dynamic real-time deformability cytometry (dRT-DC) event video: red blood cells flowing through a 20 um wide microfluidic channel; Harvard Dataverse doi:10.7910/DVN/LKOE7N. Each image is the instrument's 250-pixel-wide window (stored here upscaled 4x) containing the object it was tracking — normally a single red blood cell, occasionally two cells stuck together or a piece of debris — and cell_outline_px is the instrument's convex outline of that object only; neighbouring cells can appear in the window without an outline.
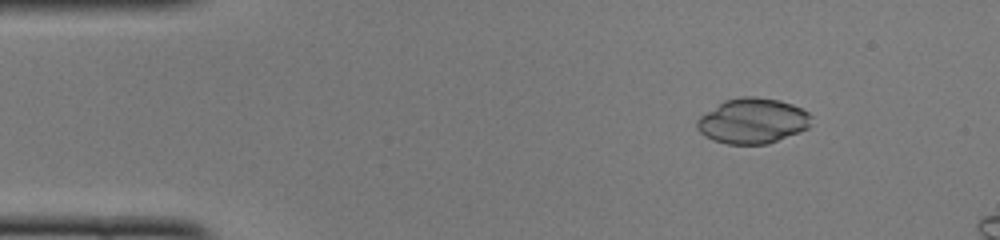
{"species": "common noctule bat (a hibernating species)", "species_latin": "Nyctalus noctula", "temperature_condition": "cold", "stored_images_in_passage": 14, "camera_frame_rate_fps": 3000, "um_per_image_px": 0.085, "animal": {"sex": "female", "body_mass_g": 22.0, "forearm_length_mm": 56.7}, "frame": {"image": 1, "passage_image": 7, "time_ms": 2.0, "image_size_px": [1000, 240], "cell_outline_px": [[812, 116], [808, 128], [768, 144], [728, 144], [712, 140], [704, 136], [696, 128], [696, 120], [700, 116], [724, 100], [740, 96], [756, 96], [780, 100], [792, 104], [808, 112]], "centroid_in_image_um": [63.95, 10.27], "position_along_channel_um": 21.1, "area_um2": 30.29}}